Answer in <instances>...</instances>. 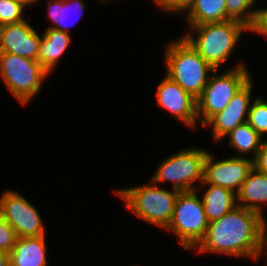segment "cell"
Here are the masks:
<instances>
[{
  "mask_svg": "<svg viewBox=\"0 0 267 266\" xmlns=\"http://www.w3.org/2000/svg\"><path fill=\"white\" fill-rule=\"evenodd\" d=\"M265 218L259 213L236 206L220 219L208 223L198 253H222L255 260L264 250Z\"/></svg>",
  "mask_w": 267,
  "mask_h": 266,
  "instance_id": "6da1fadb",
  "label": "cell"
},
{
  "mask_svg": "<svg viewBox=\"0 0 267 266\" xmlns=\"http://www.w3.org/2000/svg\"><path fill=\"white\" fill-rule=\"evenodd\" d=\"M166 76L197 99L215 69L208 64L184 37L171 42L165 51Z\"/></svg>",
  "mask_w": 267,
  "mask_h": 266,
  "instance_id": "7a4b0ae2",
  "label": "cell"
},
{
  "mask_svg": "<svg viewBox=\"0 0 267 266\" xmlns=\"http://www.w3.org/2000/svg\"><path fill=\"white\" fill-rule=\"evenodd\" d=\"M195 34H184V39L189 42L198 54L215 70L222 63L227 62L232 51L239 42L241 34L248 31L241 22L227 20L223 22L204 23L198 26H190Z\"/></svg>",
  "mask_w": 267,
  "mask_h": 266,
  "instance_id": "3957f363",
  "label": "cell"
},
{
  "mask_svg": "<svg viewBox=\"0 0 267 266\" xmlns=\"http://www.w3.org/2000/svg\"><path fill=\"white\" fill-rule=\"evenodd\" d=\"M115 193L136 216L165 229L173 216L179 191L157 187L150 179L148 185L120 189Z\"/></svg>",
  "mask_w": 267,
  "mask_h": 266,
  "instance_id": "277c9868",
  "label": "cell"
},
{
  "mask_svg": "<svg viewBox=\"0 0 267 266\" xmlns=\"http://www.w3.org/2000/svg\"><path fill=\"white\" fill-rule=\"evenodd\" d=\"M210 76L207 85L197 100V117L205 125L221 112L233 96L251 79L244 64L232 67L224 73Z\"/></svg>",
  "mask_w": 267,
  "mask_h": 266,
  "instance_id": "5b68a950",
  "label": "cell"
},
{
  "mask_svg": "<svg viewBox=\"0 0 267 266\" xmlns=\"http://www.w3.org/2000/svg\"><path fill=\"white\" fill-rule=\"evenodd\" d=\"M0 75L11 94L25 105L40 92L43 80L50 74L38 61L0 53Z\"/></svg>",
  "mask_w": 267,
  "mask_h": 266,
  "instance_id": "8992f818",
  "label": "cell"
},
{
  "mask_svg": "<svg viewBox=\"0 0 267 266\" xmlns=\"http://www.w3.org/2000/svg\"><path fill=\"white\" fill-rule=\"evenodd\" d=\"M208 220L197 191L179 192L173 216L165 228L173 232L185 249H194L203 239Z\"/></svg>",
  "mask_w": 267,
  "mask_h": 266,
  "instance_id": "52a82bcc",
  "label": "cell"
},
{
  "mask_svg": "<svg viewBox=\"0 0 267 266\" xmlns=\"http://www.w3.org/2000/svg\"><path fill=\"white\" fill-rule=\"evenodd\" d=\"M207 151L190 148L177 152L162 161L151 180L157 185L165 181L172 182V188L179 192L194 191L195 180L203 181L204 161Z\"/></svg>",
  "mask_w": 267,
  "mask_h": 266,
  "instance_id": "ba28073f",
  "label": "cell"
},
{
  "mask_svg": "<svg viewBox=\"0 0 267 266\" xmlns=\"http://www.w3.org/2000/svg\"><path fill=\"white\" fill-rule=\"evenodd\" d=\"M0 210L18 238L45 235L39 212L21 194L6 190L0 197Z\"/></svg>",
  "mask_w": 267,
  "mask_h": 266,
  "instance_id": "9c48e42d",
  "label": "cell"
},
{
  "mask_svg": "<svg viewBox=\"0 0 267 266\" xmlns=\"http://www.w3.org/2000/svg\"><path fill=\"white\" fill-rule=\"evenodd\" d=\"M252 169L253 159L248 157L235 155L215 162L213 154L208 152L201 183L221 186L237 194Z\"/></svg>",
  "mask_w": 267,
  "mask_h": 266,
  "instance_id": "30bf717a",
  "label": "cell"
},
{
  "mask_svg": "<svg viewBox=\"0 0 267 266\" xmlns=\"http://www.w3.org/2000/svg\"><path fill=\"white\" fill-rule=\"evenodd\" d=\"M251 79L233 96L228 105L213 116L204 127L212 126L215 141L225 138L237 126L248 120L250 110Z\"/></svg>",
  "mask_w": 267,
  "mask_h": 266,
  "instance_id": "8fae6325",
  "label": "cell"
},
{
  "mask_svg": "<svg viewBox=\"0 0 267 266\" xmlns=\"http://www.w3.org/2000/svg\"><path fill=\"white\" fill-rule=\"evenodd\" d=\"M156 98L162 108L167 109L188 127L196 126L197 100L166 75L157 88Z\"/></svg>",
  "mask_w": 267,
  "mask_h": 266,
  "instance_id": "7c38bea8",
  "label": "cell"
},
{
  "mask_svg": "<svg viewBox=\"0 0 267 266\" xmlns=\"http://www.w3.org/2000/svg\"><path fill=\"white\" fill-rule=\"evenodd\" d=\"M41 38L26 20L1 26L0 53H11L37 61Z\"/></svg>",
  "mask_w": 267,
  "mask_h": 266,
  "instance_id": "4fadbf2b",
  "label": "cell"
},
{
  "mask_svg": "<svg viewBox=\"0 0 267 266\" xmlns=\"http://www.w3.org/2000/svg\"><path fill=\"white\" fill-rule=\"evenodd\" d=\"M45 235L17 238L10 251V266H47Z\"/></svg>",
  "mask_w": 267,
  "mask_h": 266,
  "instance_id": "5bb4252c",
  "label": "cell"
},
{
  "mask_svg": "<svg viewBox=\"0 0 267 266\" xmlns=\"http://www.w3.org/2000/svg\"><path fill=\"white\" fill-rule=\"evenodd\" d=\"M236 195L237 206L255 211L264 217L261 205L267 203V174L253 167Z\"/></svg>",
  "mask_w": 267,
  "mask_h": 266,
  "instance_id": "9a60e30c",
  "label": "cell"
},
{
  "mask_svg": "<svg viewBox=\"0 0 267 266\" xmlns=\"http://www.w3.org/2000/svg\"><path fill=\"white\" fill-rule=\"evenodd\" d=\"M205 185H209V188L205 191L202 202L208 222L220 219L237 206V195L230 189L201 183V186L198 185L196 191L203 190L202 187L206 188Z\"/></svg>",
  "mask_w": 267,
  "mask_h": 266,
  "instance_id": "2e32d148",
  "label": "cell"
},
{
  "mask_svg": "<svg viewBox=\"0 0 267 266\" xmlns=\"http://www.w3.org/2000/svg\"><path fill=\"white\" fill-rule=\"evenodd\" d=\"M70 43L68 32L47 28L41 38L37 61L50 74Z\"/></svg>",
  "mask_w": 267,
  "mask_h": 266,
  "instance_id": "e0dca14e",
  "label": "cell"
},
{
  "mask_svg": "<svg viewBox=\"0 0 267 266\" xmlns=\"http://www.w3.org/2000/svg\"><path fill=\"white\" fill-rule=\"evenodd\" d=\"M190 26L226 21V0H195L188 9Z\"/></svg>",
  "mask_w": 267,
  "mask_h": 266,
  "instance_id": "ac0fdd59",
  "label": "cell"
},
{
  "mask_svg": "<svg viewBox=\"0 0 267 266\" xmlns=\"http://www.w3.org/2000/svg\"><path fill=\"white\" fill-rule=\"evenodd\" d=\"M228 136L230 147L236 149L240 154L253 152L252 159L256 157L264 140L247 122L237 126Z\"/></svg>",
  "mask_w": 267,
  "mask_h": 266,
  "instance_id": "d6986e66",
  "label": "cell"
},
{
  "mask_svg": "<svg viewBox=\"0 0 267 266\" xmlns=\"http://www.w3.org/2000/svg\"><path fill=\"white\" fill-rule=\"evenodd\" d=\"M47 8L49 19L54 24L48 28L60 30L63 32H69L68 30H66L70 26V24H67L68 19H70L68 18L69 13L74 10V12L76 11L77 14L78 12L79 14H83L85 4L83 0H53V2H48Z\"/></svg>",
  "mask_w": 267,
  "mask_h": 266,
  "instance_id": "ffe728a7",
  "label": "cell"
},
{
  "mask_svg": "<svg viewBox=\"0 0 267 266\" xmlns=\"http://www.w3.org/2000/svg\"><path fill=\"white\" fill-rule=\"evenodd\" d=\"M254 2L255 0H226V21L235 20L249 28L256 12L252 9L249 11L254 6Z\"/></svg>",
  "mask_w": 267,
  "mask_h": 266,
  "instance_id": "44dd1931",
  "label": "cell"
},
{
  "mask_svg": "<svg viewBox=\"0 0 267 266\" xmlns=\"http://www.w3.org/2000/svg\"><path fill=\"white\" fill-rule=\"evenodd\" d=\"M247 123L262 137L267 135V100L255 98L250 106Z\"/></svg>",
  "mask_w": 267,
  "mask_h": 266,
  "instance_id": "7402d4cb",
  "label": "cell"
},
{
  "mask_svg": "<svg viewBox=\"0 0 267 266\" xmlns=\"http://www.w3.org/2000/svg\"><path fill=\"white\" fill-rule=\"evenodd\" d=\"M24 8L14 0H0V27L25 20L22 15Z\"/></svg>",
  "mask_w": 267,
  "mask_h": 266,
  "instance_id": "603a6c76",
  "label": "cell"
},
{
  "mask_svg": "<svg viewBox=\"0 0 267 266\" xmlns=\"http://www.w3.org/2000/svg\"><path fill=\"white\" fill-rule=\"evenodd\" d=\"M17 238L15 230L7 223L0 210V251L10 253Z\"/></svg>",
  "mask_w": 267,
  "mask_h": 266,
  "instance_id": "cb8c5ba5",
  "label": "cell"
},
{
  "mask_svg": "<svg viewBox=\"0 0 267 266\" xmlns=\"http://www.w3.org/2000/svg\"><path fill=\"white\" fill-rule=\"evenodd\" d=\"M153 1L160 7V9L162 8L163 11L171 13V12L188 11V9L192 6L195 0H153Z\"/></svg>",
  "mask_w": 267,
  "mask_h": 266,
  "instance_id": "d4e9b609",
  "label": "cell"
},
{
  "mask_svg": "<svg viewBox=\"0 0 267 266\" xmlns=\"http://www.w3.org/2000/svg\"><path fill=\"white\" fill-rule=\"evenodd\" d=\"M248 31L259 33L267 37V8L256 9L253 23L248 28Z\"/></svg>",
  "mask_w": 267,
  "mask_h": 266,
  "instance_id": "484cf974",
  "label": "cell"
},
{
  "mask_svg": "<svg viewBox=\"0 0 267 266\" xmlns=\"http://www.w3.org/2000/svg\"><path fill=\"white\" fill-rule=\"evenodd\" d=\"M253 167L262 173L267 174V140H264L261 149L253 159Z\"/></svg>",
  "mask_w": 267,
  "mask_h": 266,
  "instance_id": "4316f807",
  "label": "cell"
},
{
  "mask_svg": "<svg viewBox=\"0 0 267 266\" xmlns=\"http://www.w3.org/2000/svg\"><path fill=\"white\" fill-rule=\"evenodd\" d=\"M0 266H10V254L0 251Z\"/></svg>",
  "mask_w": 267,
  "mask_h": 266,
  "instance_id": "83f0119b",
  "label": "cell"
},
{
  "mask_svg": "<svg viewBox=\"0 0 267 266\" xmlns=\"http://www.w3.org/2000/svg\"><path fill=\"white\" fill-rule=\"evenodd\" d=\"M14 1L19 2L26 8L29 5H34V3L38 2L39 0H14Z\"/></svg>",
  "mask_w": 267,
  "mask_h": 266,
  "instance_id": "f1b7e54d",
  "label": "cell"
},
{
  "mask_svg": "<svg viewBox=\"0 0 267 266\" xmlns=\"http://www.w3.org/2000/svg\"><path fill=\"white\" fill-rule=\"evenodd\" d=\"M264 249H266V251H267V224H265V230H264ZM265 254L267 255V252ZM266 260H267V258H266Z\"/></svg>",
  "mask_w": 267,
  "mask_h": 266,
  "instance_id": "f546056e",
  "label": "cell"
}]
</instances>
